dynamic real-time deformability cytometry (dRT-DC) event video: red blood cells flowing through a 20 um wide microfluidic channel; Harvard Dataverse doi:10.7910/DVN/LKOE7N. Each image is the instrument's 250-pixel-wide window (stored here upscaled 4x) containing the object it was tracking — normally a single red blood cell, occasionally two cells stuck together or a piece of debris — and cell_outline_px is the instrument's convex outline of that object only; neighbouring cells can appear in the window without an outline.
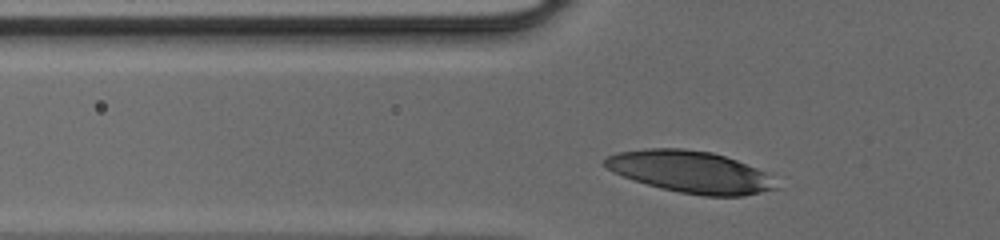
{"species": "human", "species_latin": "Homo sapiens", "temperature_condition": "cold", "stored_images_in_passage": 28, "camera_frame_rate_fps": 3000, "um_per_image_px": 0.085, "donor": {"sex": "male"}, "frame": {"image": 1, "passage_image": 4, "time_ms": 1.0, "image_size_px": [1000, 240], "cell_outline_px": [[780, 188], [744, 196], [704, 196], [680, 192], [660, 188], [632, 180], [612, 172], [604, 164], [604, 160], [608, 156], [616, 152], [648, 148], [684, 148], [712, 152], [736, 160], [756, 168], [764, 172]], "centroid_in_image_um": [58.65, 14.61], "position_along_channel_um": 67.1, "area_um2": 41.67}}
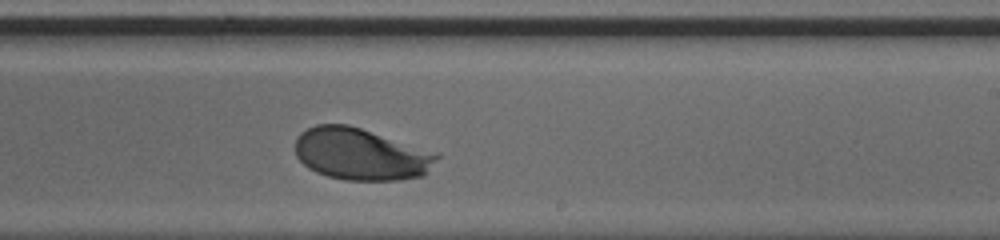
{"frame": {"image": 2, "passage_image": 18, "time_ms": 5.667, "image_size_px": [1000, 240], "cell_outline_px": [[440, 156], [424, 176], [400, 180], [344, 180], [328, 176], [316, 172], [308, 168], [296, 156], [296, 136], [300, 132], [316, 124], [348, 124], [440, 152]], "centroid_in_image_um": [30.71, 13.09], "position_along_channel_um": 258.3, "area_um2": 43.35}}
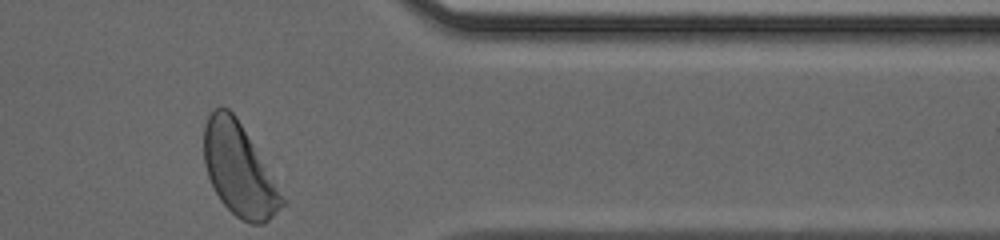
{"frame": {"image": 3, "passage_image": 28, "time_ms": 9.0, "image_size_px": [1000, 240], "cell_outline_px": [[284, 204], [264, 224], [252, 224], [240, 220], [220, 200], [208, 176], [204, 164], [204, 124], [208, 116], [216, 108], [228, 108], [236, 116], [284, 200]], "centroid_in_image_um": [20.26, 14.44], "position_along_channel_um": 391.1, "area_um2": 40.58}}